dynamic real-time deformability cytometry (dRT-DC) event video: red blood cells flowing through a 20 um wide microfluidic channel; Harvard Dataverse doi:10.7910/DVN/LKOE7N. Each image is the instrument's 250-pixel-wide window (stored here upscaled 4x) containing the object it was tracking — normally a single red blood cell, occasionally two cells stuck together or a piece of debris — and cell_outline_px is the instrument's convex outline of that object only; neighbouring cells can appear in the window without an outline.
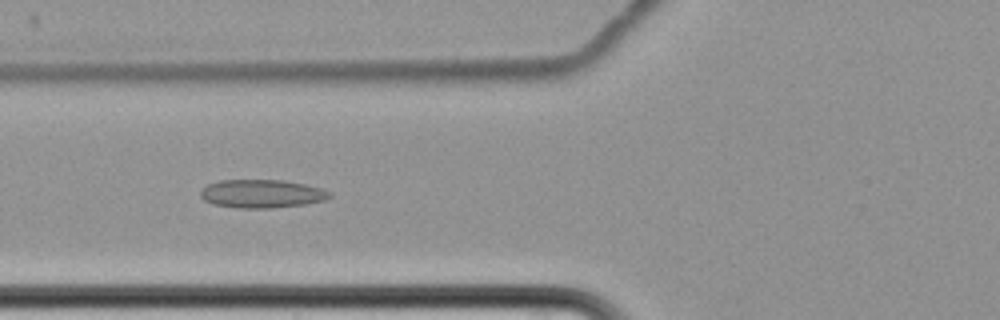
{"species": "common noctule bat (a hibernating species)", "species_latin": "Nyctalus noctula", "temperature_condition": "cold", "stored_images_in_passage": 9, "camera_frame_rate_fps": 3000, "um_per_image_px": 0.085, "animal": {"sex": "female", "body_mass_g": 22.7, "forearm_length_mm": 54.2}, "frame": {"image": 1, "passage_image": 7, "time_ms": 7.0, "image_size_px": [1000, 320], "cell_outline_px": [[332, 196], [324, 200], [304, 204], [272, 208], [236, 208], [212, 204], [204, 200], [200, 196], [200, 192], [208, 184], [220, 180], [284, 180], [304, 184], [320, 188], [332, 192]], "centroid_in_image_um": [22.24, 16.47], "position_along_channel_um": 103.6, "area_um2": 21.33}}
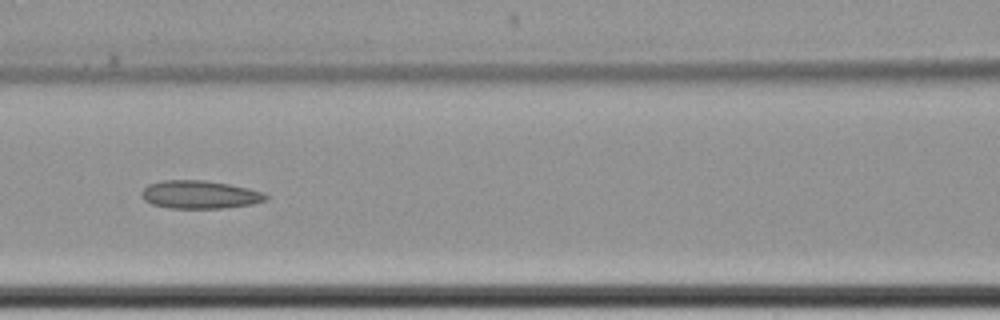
{"frame": {"image": 2, "passage_image": 8, "time_ms": 8.333, "image_size_px": [1000, 320], "cell_outline_px": [[268, 200], [252, 204], [224, 208], [168, 208], [152, 204], [144, 200], [140, 192], [148, 184], [164, 180], [204, 180], [228, 184], [248, 188], [264, 192], [268, 196]], "centroid_in_image_um": [16.98, 16.54], "position_along_channel_um": 149.6, "area_um2": 20.4}}
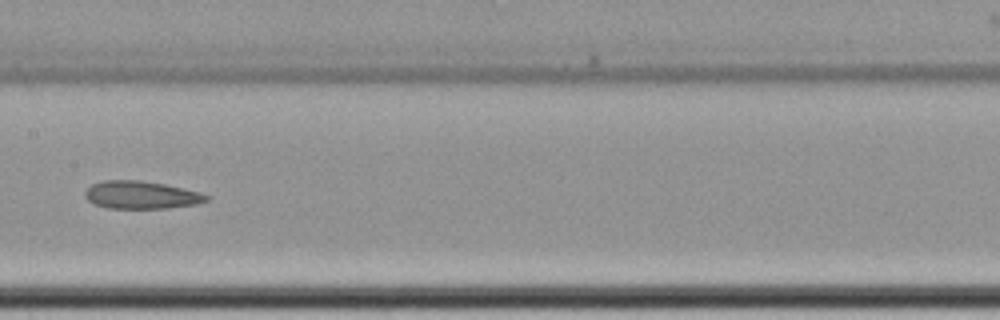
{"frame": {"image": 3, "passage_image": 9, "time_ms": 9.667, "image_size_px": [1000, 320], "cell_outline_px": [[208, 200], [196, 204], [168, 208], [108, 208], [96, 204], [88, 200], [84, 196], [84, 192], [92, 184], [104, 180], [140, 180], [164, 184], [200, 192], [208, 196]], "centroid_in_image_um": [11.98, 16.57], "position_along_channel_um": 195.4, "area_um2": 19.48}}